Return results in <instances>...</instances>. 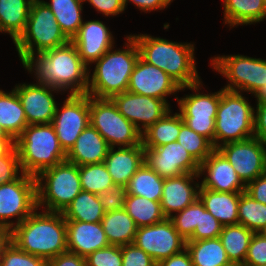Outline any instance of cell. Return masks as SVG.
Masks as SVG:
<instances>
[{"instance_id": "cell-52", "label": "cell", "mask_w": 266, "mask_h": 266, "mask_svg": "<svg viewBox=\"0 0 266 266\" xmlns=\"http://www.w3.org/2000/svg\"><path fill=\"white\" fill-rule=\"evenodd\" d=\"M47 266H87L86 258L65 252L47 261Z\"/></svg>"}, {"instance_id": "cell-18", "label": "cell", "mask_w": 266, "mask_h": 266, "mask_svg": "<svg viewBox=\"0 0 266 266\" xmlns=\"http://www.w3.org/2000/svg\"><path fill=\"white\" fill-rule=\"evenodd\" d=\"M14 89L25 111L28 125L50 124L53 122L57 101L54 93L62 92L43 83L16 84Z\"/></svg>"}, {"instance_id": "cell-34", "label": "cell", "mask_w": 266, "mask_h": 266, "mask_svg": "<svg viewBox=\"0 0 266 266\" xmlns=\"http://www.w3.org/2000/svg\"><path fill=\"white\" fill-rule=\"evenodd\" d=\"M181 128V115L170 110L142 133L143 147H158L176 142Z\"/></svg>"}, {"instance_id": "cell-3", "label": "cell", "mask_w": 266, "mask_h": 266, "mask_svg": "<svg viewBox=\"0 0 266 266\" xmlns=\"http://www.w3.org/2000/svg\"><path fill=\"white\" fill-rule=\"evenodd\" d=\"M136 41L140 57L166 72L181 87L198 83L195 44L173 42L148 34H130Z\"/></svg>"}, {"instance_id": "cell-44", "label": "cell", "mask_w": 266, "mask_h": 266, "mask_svg": "<svg viewBox=\"0 0 266 266\" xmlns=\"http://www.w3.org/2000/svg\"><path fill=\"white\" fill-rule=\"evenodd\" d=\"M87 266H122L121 246L109 245L86 257Z\"/></svg>"}, {"instance_id": "cell-25", "label": "cell", "mask_w": 266, "mask_h": 266, "mask_svg": "<svg viewBox=\"0 0 266 266\" xmlns=\"http://www.w3.org/2000/svg\"><path fill=\"white\" fill-rule=\"evenodd\" d=\"M109 148L102 135L89 125L66 154V160L78 166L103 163Z\"/></svg>"}, {"instance_id": "cell-30", "label": "cell", "mask_w": 266, "mask_h": 266, "mask_svg": "<svg viewBox=\"0 0 266 266\" xmlns=\"http://www.w3.org/2000/svg\"><path fill=\"white\" fill-rule=\"evenodd\" d=\"M31 0H0V33L9 34L15 43L25 31Z\"/></svg>"}, {"instance_id": "cell-50", "label": "cell", "mask_w": 266, "mask_h": 266, "mask_svg": "<svg viewBox=\"0 0 266 266\" xmlns=\"http://www.w3.org/2000/svg\"><path fill=\"white\" fill-rule=\"evenodd\" d=\"M254 109V137L266 143V102H256Z\"/></svg>"}, {"instance_id": "cell-16", "label": "cell", "mask_w": 266, "mask_h": 266, "mask_svg": "<svg viewBox=\"0 0 266 266\" xmlns=\"http://www.w3.org/2000/svg\"><path fill=\"white\" fill-rule=\"evenodd\" d=\"M118 111L143 133L170 110V103L155 97L125 91L113 96Z\"/></svg>"}, {"instance_id": "cell-54", "label": "cell", "mask_w": 266, "mask_h": 266, "mask_svg": "<svg viewBox=\"0 0 266 266\" xmlns=\"http://www.w3.org/2000/svg\"><path fill=\"white\" fill-rule=\"evenodd\" d=\"M157 266H193V264L191 256L185 248L182 252L161 260Z\"/></svg>"}, {"instance_id": "cell-12", "label": "cell", "mask_w": 266, "mask_h": 266, "mask_svg": "<svg viewBox=\"0 0 266 266\" xmlns=\"http://www.w3.org/2000/svg\"><path fill=\"white\" fill-rule=\"evenodd\" d=\"M37 208L36 178L22 172L14 181L0 185V226L11 230ZM16 219L14 222L10 219Z\"/></svg>"}, {"instance_id": "cell-4", "label": "cell", "mask_w": 266, "mask_h": 266, "mask_svg": "<svg viewBox=\"0 0 266 266\" xmlns=\"http://www.w3.org/2000/svg\"><path fill=\"white\" fill-rule=\"evenodd\" d=\"M125 40L124 49L114 50L113 46L94 62L93 74L90 71L88 74L86 94L111 99L128 90L130 75L140 54L137 43L131 35L126 36Z\"/></svg>"}, {"instance_id": "cell-1", "label": "cell", "mask_w": 266, "mask_h": 266, "mask_svg": "<svg viewBox=\"0 0 266 266\" xmlns=\"http://www.w3.org/2000/svg\"><path fill=\"white\" fill-rule=\"evenodd\" d=\"M25 70L35 75L36 82L59 89L67 94H86L88 67L79 57L76 46L66 45L30 56L23 64Z\"/></svg>"}, {"instance_id": "cell-36", "label": "cell", "mask_w": 266, "mask_h": 266, "mask_svg": "<svg viewBox=\"0 0 266 266\" xmlns=\"http://www.w3.org/2000/svg\"><path fill=\"white\" fill-rule=\"evenodd\" d=\"M253 234L241 224L223 226L219 238L230 262L244 264Z\"/></svg>"}, {"instance_id": "cell-28", "label": "cell", "mask_w": 266, "mask_h": 266, "mask_svg": "<svg viewBox=\"0 0 266 266\" xmlns=\"http://www.w3.org/2000/svg\"><path fill=\"white\" fill-rule=\"evenodd\" d=\"M0 125L14 141L28 126L25 111L14 88L10 92L0 89Z\"/></svg>"}, {"instance_id": "cell-51", "label": "cell", "mask_w": 266, "mask_h": 266, "mask_svg": "<svg viewBox=\"0 0 266 266\" xmlns=\"http://www.w3.org/2000/svg\"><path fill=\"white\" fill-rule=\"evenodd\" d=\"M254 200L266 204V172L246 185V191Z\"/></svg>"}, {"instance_id": "cell-14", "label": "cell", "mask_w": 266, "mask_h": 266, "mask_svg": "<svg viewBox=\"0 0 266 266\" xmlns=\"http://www.w3.org/2000/svg\"><path fill=\"white\" fill-rule=\"evenodd\" d=\"M217 150L229 161L245 185L266 172V143L258 138L227 143Z\"/></svg>"}, {"instance_id": "cell-60", "label": "cell", "mask_w": 266, "mask_h": 266, "mask_svg": "<svg viewBox=\"0 0 266 266\" xmlns=\"http://www.w3.org/2000/svg\"><path fill=\"white\" fill-rule=\"evenodd\" d=\"M225 266H244V264H239V263H229L228 265Z\"/></svg>"}, {"instance_id": "cell-35", "label": "cell", "mask_w": 266, "mask_h": 266, "mask_svg": "<svg viewBox=\"0 0 266 266\" xmlns=\"http://www.w3.org/2000/svg\"><path fill=\"white\" fill-rule=\"evenodd\" d=\"M65 220L81 222H101L104 210L98 194L81 191L62 212Z\"/></svg>"}, {"instance_id": "cell-48", "label": "cell", "mask_w": 266, "mask_h": 266, "mask_svg": "<svg viewBox=\"0 0 266 266\" xmlns=\"http://www.w3.org/2000/svg\"><path fill=\"white\" fill-rule=\"evenodd\" d=\"M266 265V238L259 233H254L248 247L244 266Z\"/></svg>"}, {"instance_id": "cell-20", "label": "cell", "mask_w": 266, "mask_h": 266, "mask_svg": "<svg viewBox=\"0 0 266 266\" xmlns=\"http://www.w3.org/2000/svg\"><path fill=\"white\" fill-rule=\"evenodd\" d=\"M200 188L216 192H245L246 185L229 161L215 149L200 165L198 176H203Z\"/></svg>"}, {"instance_id": "cell-8", "label": "cell", "mask_w": 266, "mask_h": 266, "mask_svg": "<svg viewBox=\"0 0 266 266\" xmlns=\"http://www.w3.org/2000/svg\"><path fill=\"white\" fill-rule=\"evenodd\" d=\"M37 208L63 212L82 191L79 166L67 160L41 171L36 177Z\"/></svg>"}, {"instance_id": "cell-39", "label": "cell", "mask_w": 266, "mask_h": 266, "mask_svg": "<svg viewBox=\"0 0 266 266\" xmlns=\"http://www.w3.org/2000/svg\"><path fill=\"white\" fill-rule=\"evenodd\" d=\"M79 175L83 191L99 195L114 185L104 163L79 166Z\"/></svg>"}, {"instance_id": "cell-47", "label": "cell", "mask_w": 266, "mask_h": 266, "mask_svg": "<svg viewBox=\"0 0 266 266\" xmlns=\"http://www.w3.org/2000/svg\"><path fill=\"white\" fill-rule=\"evenodd\" d=\"M122 266H157V263L144 250L134 243L121 246Z\"/></svg>"}, {"instance_id": "cell-27", "label": "cell", "mask_w": 266, "mask_h": 266, "mask_svg": "<svg viewBox=\"0 0 266 266\" xmlns=\"http://www.w3.org/2000/svg\"><path fill=\"white\" fill-rule=\"evenodd\" d=\"M224 24L230 28L251 25L266 19L264 0H223Z\"/></svg>"}, {"instance_id": "cell-42", "label": "cell", "mask_w": 266, "mask_h": 266, "mask_svg": "<svg viewBox=\"0 0 266 266\" xmlns=\"http://www.w3.org/2000/svg\"><path fill=\"white\" fill-rule=\"evenodd\" d=\"M0 266H47V261L19 249L13 242L3 248Z\"/></svg>"}, {"instance_id": "cell-9", "label": "cell", "mask_w": 266, "mask_h": 266, "mask_svg": "<svg viewBox=\"0 0 266 266\" xmlns=\"http://www.w3.org/2000/svg\"><path fill=\"white\" fill-rule=\"evenodd\" d=\"M89 112L90 125L110 148L142 145V133L118 111L112 99L89 96Z\"/></svg>"}, {"instance_id": "cell-40", "label": "cell", "mask_w": 266, "mask_h": 266, "mask_svg": "<svg viewBox=\"0 0 266 266\" xmlns=\"http://www.w3.org/2000/svg\"><path fill=\"white\" fill-rule=\"evenodd\" d=\"M177 142H179L199 164L215 150L213 144L204 136L190 129L182 117Z\"/></svg>"}, {"instance_id": "cell-57", "label": "cell", "mask_w": 266, "mask_h": 266, "mask_svg": "<svg viewBox=\"0 0 266 266\" xmlns=\"http://www.w3.org/2000/svg\"><path fill=\"white\" fill-rule=\"evenodd\" d=\"M257 102H266V85H264L255 95Z\"/></svg>"}, {"instance_id": "cell-2", "label": "cell", "mask_w": 266, "mask_h": 266, "mask_svg": "<svg viewBox=\"0 0 266 266\" xmlns=\"http://www.w3.org/2000/svg\"><path fill=\"white\" fill-rule=\"evenodd\" d=\"M10 230V241L19 249L46 261L67 252L66 220L61 212H37Z\"/></svg>"}, {"instance_id": "cell-43", "label": "cell", "mask_w": 266, "mask_h": 266, "mask_svg": "<svg viewBox=\"0 0 266 266\" xmlns=\"http://www.w3.org/2000/svg\"><path fill=\"white\" fill-rule=\"evenodd\" d=\"M223 225L208 212L199 199V226H196L193 235L187 241L217 238Z\"/></svg>"}, {"instance_id": "cell-31", "label": "cell", "mask_w": 266, "mask_h": 266, "mask_svg": "<svg viewBox=\"0 0 266 266\" xmlns=\"http://www.w3.org/2000/svg\"><path fill=\"white\" fill-rule=\"evenodd\" d=\"M193 266H225L230 262L219 237L186 241Z\"/></svg>"}, {"instance_id": "cell-5", "label": "cell", "mask_w": 266, "mask_h": 266, "mask_svg": "<svg viewBox=\"0 0 266 266\" xmlns=\"http://www.w3.org/2000/svg\"><path fill=\"white\" fill-rule=\"evenodd\" d=\"M15 148L22 172L34 177L66 160L52 123L28 125L15 140Z\"/></svg>"}, {"instance_id": "cell-19", "label": "cell", "mask_w": 266, "mask_h": 266, "mask_svg": "<svg viewBox=\"0 0 266 266\" xmlns=\"http://www.w3.org/2000/svg\"><path fill=\"white\" fill-rule=\"evenodd\" d=\"M181 86L160 68L145 62L141 57L130 75L128 92L165 100L176 94Z\"/></svg>"}, {"instance_id": "cell-24", "label": "cell", "mask_w": 266, "mask_h": 266, "mask_svg": "<svg viewBox=\"0 0 266 266\" xmlns=\"http://www.w3.org/2000/svg\"><path fill=\"white\" fill-rule=\"evenodd\" d=\"M143 145L109 148L104 164L116 185L127 186L131 177L144 163Z\"/></svg>"}, {"instance_id": "cell-38", "label": "cell", "mask_w": 266, "mask_h": 266, "mask_svg": "<svg viewBox=\"0 0 266 266\" xmlns=\"http://www.w3.org/2000/svg\"><path fill=\"white\" fill-rule=\"evenodd\" d=\"M238 224L258 233L266 226V204L257 202L246 192H242L238 204Z\"/></svg>"}, {"instance_id": "cell-22", "label": "cell", "mask_w": 266, "mask_h": 266, "mask_svg": "<svg viewBox=\"0 0 266 266\" xmlns=\"http://www.w3.org/2000/svg\"><path fill=\"white\" fill-rule=\"evenodd\" d=\"M198 178V173L165 178L160 204L166 218L182 211L199 198L200 183L194 181Z\"/></svg>"}, {"instance_id": "cell-6", "label": "cell", "mask_w": 266, "mask_h": 266, "mask_svg": "<svg viewBox=\"0 0 266 266\" xmlns=\"http://www.w3.org/2000/svg\"><path fill=\"white\" fill-rule=\"evenodd\" d=\"M71 40L64 34L44 0L32 1L27 25L14 43L23 64L30 56L66 45Z\"/></svg>"}, {"instance_id": "cell-26", "label": "cell", "mask_w": 266, "mask_h": 266, "mask_svg": "<svg viewBox=\"0 0 266 266\" xmlns=\"http://www.w3.org/2000/svg\"><path fill=\"white\" fill-rule=\"evenodd\" d=\"M242 192H216L199 189V199L205 209L223 226L238 224V204Z\"/></svg>"}, {"instance_id": "cell-11", "label": "cell", "mask_w": 266, "mask_h": 266, "mask_svg": "<svg viewBox=\"0 0 266 266\" xmlns=\"http://www.w3.org/2000/svg\"><path fill=\"white\" fill-rule=\"evenodd\" d=\"M201 87V80L198 83L181 87L180 91L189 89L193 90L194 94H187L183 98L175 97V100L178 103L179 114L187 126L207 138L214 146L215 119L220 102V90L205 94L199 92Z\"/></svg>"}, {"instance_id": "cell-49", "label": "cell", "mask_w": 266, "mask_h": 266, "mask_svg": "<svg viewBox=\"0 0 266 266\" xmlns=\"http://www.w3.org/2000/svg\"><path fill=\"white\" fill-rule=\"evenodd\" d=\"M87 1L98 13L108 16H116L125 11L123 0H83Z\"/></svg>"}, {"instance_id": "cell-41", "label": "cell", "mask_w": 266, "mask_h": 266, "mask_svg": "<svg viewBox=\"0 0 266 266\" xmlns=\"http://www.w3.org/2000/svg\"><path fill=\"white\" fill-rule=\"evenodd\" d=\"M177 232L187 241L199 226V198L169 218Z\"/></svg>"}, {"instance_id": "cell-32", "label": "cell", "mask_w": 266, "mask_h": 266, "mask_svg": "<svg viewBox=\"0 0 266 266\" xmlns=\"http://www.w3.org/2000/svg\"><path fill=\"white\" fill-rule=\"evenodd\" d=\"M83 0H50L44 1L53 12L55 19L64 34L71 40L82 25Z\"/></svg>"}, {"instance_id": "cell-33", "label": "cell", "mask_w": 266, "mask_h": 266, "mask_svg": "<svg viewBox=\"0 0 266 266\" xmlns=\"http://www.w3.org/2000/svg\"><path fill=\"white\" fill-rule=\"evenodd\" d=\"M165 178L160 177L145 162L131 177L126 186L127 194L142 196L160 202Z\"/></svg>"}, {"instance_id": "cell-17", "label": "cell", "mask_w": 266, "mask_h": 266, "mask_svg": "<svg viewBox=\"0 0 266 266\" xmlns=\"http://www.w3.org/2000/svg\"><path fill=\"white\" fill-rule=\"evenodd\" d=\"M144 161L162 178L198 173L199 163L179 142L158 147H143Z\"/></svg>"}, {"instance_id": "cell-29", "label": "cell", "mask_w": 266, "mask_h": 266, "mask_svg": "<svg viewBox=\"0 0 266 266\" xmlns=\"http://www.w3.org/2000/svg\"><path fill=\"white\" fill-rule=\"evenodd\" d=\"M101 224L110 245L133 243L138 227L124 208L106 212Z\"/></svg>"}, {"instance_id": "cell-7", "label": "cell", "mask_w": 266, "mask_h": 266, "mask_svg": "<svg viewBox=\"0 0 266 266\" xmlns=\"http://www.w3.org/2000/svg\"><path fill=\"white\" fill-rule=\"evenodd\" d=\"M254 109L242 92L221 88L215 119L214 148L253 138Z\"/></svg>"}, {"instance_id": "cell-45", "label": "cell", "mask_w": 266, "mask_h": 266, "mask_svg": "<svg viewBox=\"0 0 266 266\" xmlns=\"http://www.w3.org/2000/svg\"><path fill=\"white\" fill-rule=\"evenodd\" d=\"M21 174L20 160L14 145L5 155L0 156V185L16 180Z\"/></svg>"}, {"instance_id": "cell-46", "label": "cell", "mask_w": 266, "mask_h": 266, "mask_svg": "<svg viewBox=\"0 0 266 266\" xmlns=\"http://www.w3.org/2000/svg\"><path fill=\"white\" fill-rule=\"evenodd\" d=\"M127 190L123 185L114 184L99 194V200L104 212L116 211L124 208Z\"/></svg>"}, {"instance_id": "cell-10", "label": "cell", "mask_w": 266, "mask_h": 266, "mask_svg": "<svg viewBox=\"0 0 266 266\" xmlns=\"http://www.w3.org/2000/svg\"><path fill=\"white\" fill-rule=\"evenodd\" d=\"M209 65L228 80L223 89L256 95L266 85V59L245 55L214 56Z\"/></svg>"}, {"instance_id": "cell-23", "label": "cell", "mask_w": 266, "mask_h": 266, "mask_svg": "<svg viewBox=\"0 0 266 266\" xmlns=\"http://www.w3.org/2000/svg\"><path fill=\"white\" fill-rule=\"evenodd\" d=\"M66 236L68 252L85 258L110 245L101 222L66 220Z\"/></svg>"}, {"instance_id": "cell-21", "label": "cell", "mask_w": 266, "mask_h": 266, "mask_svg": "<svg viewBox=\"0 0 266 266\" xmlns=\"http://www.w3.org/2000/svg\"><path fill=\"white\" fill-rule=\"evenodd\" d=\"M109 30L100 20L85 21L71 39L79 57L88 67L114 46V36Z\"/></svg>"}, {"instance_id": "cell-13", "label": "cell", "mask_w": 266, "mask_h": 266, "mask_svg": "<svg viewBox=\"0 0 266 266\" xmlns=\"http://www.w3.org/2000/svg\"><path fill=\"white\" fill-rule=\"evenodd\" d=\"M58 105L52 125L61 148L67 154L81 132L90 125L89 95L68 94L61 109Z\"/></svg>"}, {"instance_id": "cell-56", "label": "cell", "mask_w": 266, "mask_h": 266, "mask_svg": "<svg viewBox=\"0 0 266 266\" xmlns=\"http://www.w3.org/2000/svg\"><path fill=\"white\" fill-rule=\"evenodd\" d=\"M14 145L12 138H0V156L5 155Z\"/></svg>"}, {"instance_id": "cell-53", "label": "cell", "mask_w": 266, "mask_h": 266, "mask_svg": "<svg viewBox=\"0 0 266 266\" xmlns=\"http://www.w3.org/2000/svg\"><path fill=\"white\" fill-rule=\"evenodd\" d=\"M128 2L133 3L134 6L139 8V10L145 13H150L151 11H158L168 8V5H171L173 0H123L125 9Z\"/></svg>"}, {"instance_id": "cell-15", "label": "cell", "mask_w": 266, "mask_h": 266, "mask_svg": "<svg viewBox=\"0 0 266 266\" xmlns=\"http://www.w3.org/2000/svg\"><path fill=\"white\" fill-rule=\"evenodd\" d=\"M133 243L157 264L186 248V240L177 232L169 218L154 225L138 227Z\"/></svg>"}, {"instance_id": "cell-59", "label": "cell", "mask_w": 266, "mask_h": 266, "mask_svg": "<svg viewBox=\"0 0 266 266\" xmlns=\"http://www.w3.org/2000/svg\"><path fill=\"white\" fill-rule=\"evenodd\" d=\"M258 233L261 234L264 238H266V226L262 230H260Z\"/></svg>"}, {"instance_id": "cell-37", "label": "cell", "mask_w": 266, "mask_h": 266, "mask_svg": "<svg viewBox=\"0 0 266 266\" xmlns=\"http://www.w3.org/2000/svg\"><path fill=\"white\" fill-rule=\"evenodd\" d=\"M124 209L137 227L154 225L166 219L160 202L151 201L142 196L127 194Z\"/></svg>"}, {"instance_id": "cell-55", "label": "cell", "mask_w": 266, "mask_h": 266, "mask_svg": "<svg viewBox=\"0 0 266 266\" xmlns=\"http://www.w3.org/2000/svg\"><path fill=\"white\" fill-rule=\"evenodd\" d=\"M10 241V230L7 228L0 226V256L2 254L3 248L9 243Z\"/></svg>"}, {"instance_id": "cell-58", "label": "cell", "mask_w": 266, "mask_h": 266, "mask_svg": "<svg viewBox=\"0 0 266 266\" xmlns=\"http://www.w3.org/2000/svg\"><path fill=\"white\" fill-rule=\"evenodd\" d=\"M0 138H11L0 125Z\"/></svg>"}]
</instances>
